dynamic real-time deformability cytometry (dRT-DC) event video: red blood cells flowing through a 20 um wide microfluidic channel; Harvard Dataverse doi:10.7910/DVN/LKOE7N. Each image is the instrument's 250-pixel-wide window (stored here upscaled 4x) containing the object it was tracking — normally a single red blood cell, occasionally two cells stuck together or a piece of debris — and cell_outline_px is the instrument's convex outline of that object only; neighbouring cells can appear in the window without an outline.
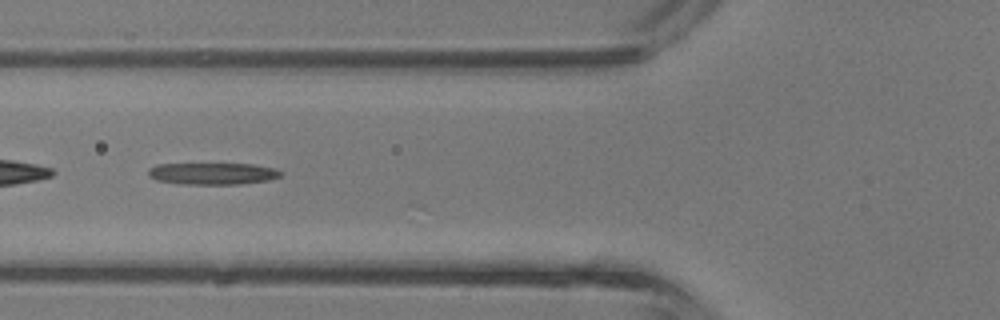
{"species": "common noctule bat (a hibernating species)", "species_latin": "Nyctalus noctula", "temperature_condition": "room temperature", "stored_images_in_passage": 41, "segment_of_instrument_passage": [2, 2], "camera_frame_rate_fps": 3000, "um_per_image_px": 0.085, "animal": {"sex": "male", "body_mass_g": 13.3}, "frame": {"image": 1, "passage_image": 15, "time_ms": 4.667, "image_size_px": [1000, 320], "cell_outline_px": [[280, 176], [268, 180], [240, 184], [180, 184], [156, 180], [148, 176], [148, 168], [156, 164], [252, 164], [272, 168], [280, 172]], "centroid_in_image_um": [17.99, 14.76], "position_along_channel_um": 107.8, "area_um2": 16.7}}
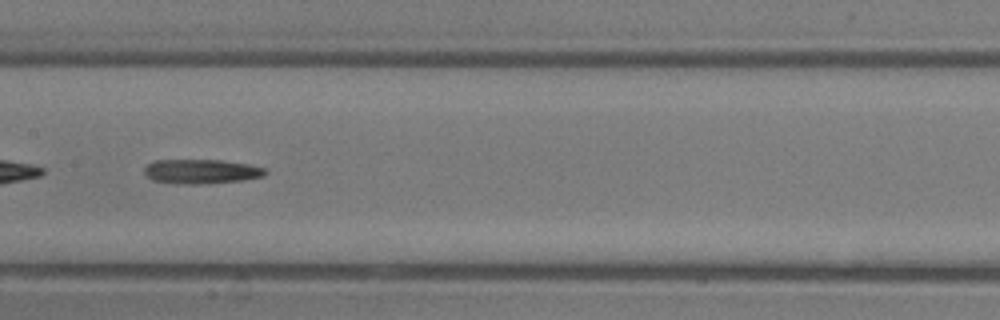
{"frame": {"image": 2, "passage_image": 20, "time_ms": 6.333, "image_size_px": [1000, 320], "cell_outline_px": [[268, 172], [264, 176], [244, 180], [200, 184], [176, 184], [152, 180], [144, 172], [144, 168], [148, 164], [156, 160], [220, 160], [248, 164], [264, 168]], "centroid_in_image_um": [17.11, 14.58], "position_along_channel_um": 190.3, "area_um2": 17.22}}
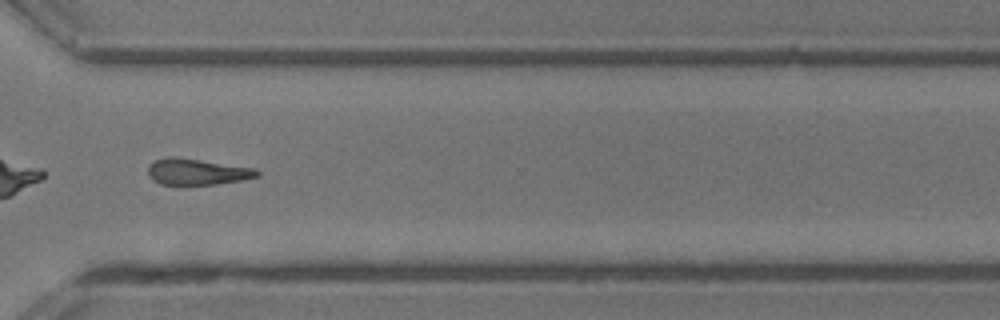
{"frame": {"image": 3, "passage_image": 30, "time_ms": 9.667, "image_size_px": [1000, 320], "cell_outline_px": [[260, 176], [240, 180], [216, 184], [184, 188], [180, 188], [160, 184], [152, 180], [148, 176], [148, 164], [156, 160], [168, 156], [172, 156], [256, 168], [260, 172]], "centroid_in_image_um": [16.68, 14.65], "position_along_channel_um": 353.9, "area_um2": 17.46}}